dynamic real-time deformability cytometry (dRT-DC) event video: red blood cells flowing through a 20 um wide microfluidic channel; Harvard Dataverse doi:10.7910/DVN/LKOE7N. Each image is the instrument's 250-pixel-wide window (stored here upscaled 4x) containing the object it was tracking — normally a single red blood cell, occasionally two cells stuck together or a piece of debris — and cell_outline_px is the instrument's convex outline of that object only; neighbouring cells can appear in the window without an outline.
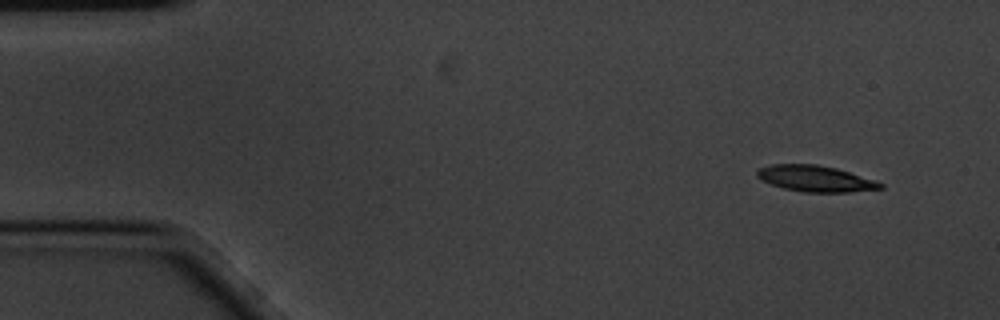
{"species": "common noctule bat (a hibernating species)", "species_latin": "Nyctalus noctula", "temperature_condition": "cold", "stored_images_in_passage": 4, "camera_frame_rate_fps": 3000, "um_per_image_px": 0.085, "animal": {"sex": "male", "body_mass_g": 20.1, "forearm_length_mm": 53.5}, "frame": {"image": 1, "passage_image": 1, "time_ms": 0.0, "image_size_px": [1000, 320], "cell_outline_px": [[884, 188], [848, 192], [804, 192], [784, 188], [760, 180], [756, 176], [756, 172], [760, 168], [772, 164], [816, 164], [836, 168], [876, 180], [884, 184]], "centroid_in_image_um": [69.32, 15.18], "position_along_channel_um": 15.7, "area_um2": 18.73}}
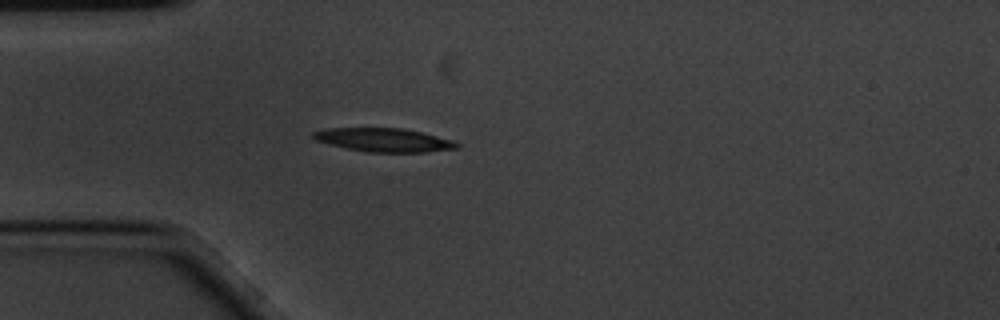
{"frame": {"image": 2, "passage_image": 4, "time_ms": 1.0, "image_size_px": [1000, 320], "cell_outline_px": [[460, 148], [424, 152], [368, 152], [328, 144], [316, 140], [312, 136], [312, 132], [324, 128], [404, 128], [452, 140], [460, 144]], "centroid_in_image_um": [32.62, 11.89], "position_along_channel_um": 52.4, "area_um2": 19.65}}